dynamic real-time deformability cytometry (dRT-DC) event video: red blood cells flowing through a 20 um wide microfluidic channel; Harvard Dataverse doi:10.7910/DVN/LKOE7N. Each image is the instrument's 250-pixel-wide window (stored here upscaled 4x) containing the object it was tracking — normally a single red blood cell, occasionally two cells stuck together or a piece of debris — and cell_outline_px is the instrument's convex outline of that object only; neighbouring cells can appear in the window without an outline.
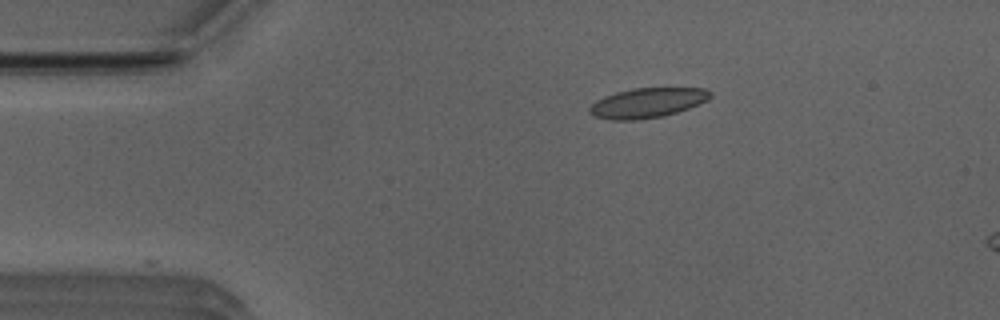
{"species": "Egyptian fruit bat (a non-hibernating species)", "species_latin": "Rousettus aegyptiacus", "temperature_condition": "room temperature", "stored_images_in_passage": 2, "camera_frame_rate_fps": 3000, "um_per_image_px": 0.085, "animal": {"sex": "male"}, "frame": {"image": 1, "passage_image": 1, "time_ms": 0.0, "image_size_px": [1000, 320], "cell_outline_px": [[712, 96], [708, 100], [688, 108], [664, 116], [636, 120], [612, 120], [596, 116], [588, 112], [588, 108], [596, 100], [604, 96], [616, 92], [632, 88], [704, 88], [712, 92]], "centroid_in_image_um": [55.02, 8.74], "position_along_channel_um": 30.0, "area_um2": 20.98}}